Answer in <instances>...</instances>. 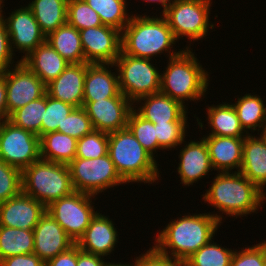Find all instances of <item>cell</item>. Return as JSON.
Instances as JSON below:
<instances>
[{"label":"cell","mask_w":266,"mask_h":266,"mask_svg":"<svg viewBox=\"0 0 266 266\" xmlns=\"http://www.w3.org/2000/svg\"><path fill=\"white\" fill-rule=\"evenodd\" d=\"M149 61L151 60L126 55L121 51L112 64L118 67L120 92L132 103L160 92L161 73Z\"/></svg>","instance_id":"cell-7"},{"label":"cell","mask_w":266,"mask_h":266,"mask_svg":"<svg viewBox=\"0 0 266 266\" xmlns=\"http://www.w3.org/2000/svg\"><path fill=\"white\" fill-rule=\"evenodd\" d=\"M142 102L135 111L152 123L186 122L187 111L179 101L172 99L162 92L150 94L136 101Z\"/></svg>","instance_id":"cell-22"},{"label":"cell","mask_w":266,"mask_h":266,"mask_svg":"<svg viewBox=\"0 0 266 266\" xmlns=\"http://www.w3.org/2000/svg\"><path fill=\"white\" fill-rule=\"evenodd\" d=\"M14 68L0 72L5 78L7 119L17 109L46 94V85L20 60Z\"/></svg>","instance_id":"cell-12"},{"label":"cell","mask_w":266,"mask_h":266,"mask_svg":"<svg viewBox=\"0 0 266 266\" xmlns=\"http://www.w3.org/2000/svg\"><path fill=\"white\" fill-rule=\"evenodd\" d=\"M108 154L120 177L127 183H154L158 164L128 127L108 133Z\"/></svg>","instance_id":"cell-4"},{"label":"cell","mask_w":266,"mask_h":266,"mask_svg":"<svg viewBox=\"0 0 266 266\" xmlns=\"http://www.w3.org/2000/svg\"><path fill=\"white\" fill-rule=\"evenodd\" d=\"M75 107L46 93V112L41 124V136L62 128L65 118Z\"/></svg>","instance_id":"cell-37"},{"label":"cell","mask_w":266,"mask_h":266,"mask_svg":"<svg viewBox=\"0 0 266 266\" xmlns=\"http://www.w3.org/2000/svg\"><path fill=\"white\" fill-rule=\"evenodd\" d=\"M21 62L45 85L56 79L70 64L47 41L39 45Z\"/></svg>","instance_id":"cell-24"},{"label":"cell","mask_w":266,"mask_h":266,"mask_svg":"<svg viewBox=\"0 0 266 266\" xmlns=\"http://www.w3.org/2000/svg\"><path fill=\"white\" fill-rule=\"evenodd\" d=\"M208 123L212 127V136L246 137L237 113L232 104H220L208 107Z\"/></svg>","instance_id":"cell-29"},{"label":"cell","mask_w":266,"mask_h":266,"mask_svg":"<svg viewBox=\"0 0 266 266\" xmlns=\"http://www.w3.org/2000/svg\"><path fill=\"white\" fill-rule=\"evenodd\" d=\"M263 132H261V135L260 137L265 141L266 143V123L262 126V129H261Z\"/></svg>","instance_id":"cell-51"},{"label":"cell","mask_w":266,"mask_h":266,"mask_svg":"<svg viewBox=\"0 0 266 266\" xmlns=\"http://www.w3.org/2000/svg\"><path fill=\"white\" fill-rule=\"evenodd\" d=\"M3 0L0 2V72L7 70L12 64L14 50L11 48L7 26L2 14Z\"/></svg>","instance_id":"cell-43"},{"label":"cell","mask_w":266,"mask_h":266,"mask_svg":"<svg viewBox=\"0 0 266 266\" xmlns=\"http://www.w3.org/2000/svg\"><path fill=\"white\" fill-rule=\"evenodd\" d=\"M117 236L112 220L97 212L76 245L82 251L103 257L114 251Z\"/></svg>","instance_id":"cell-19"},{"label":"cell","mask_w":266,"mask_h":266,"mask_svg":"<svg viewBox=\"0 0 266 266\" xmlns=\"http://www.w3.org/2000/svg\"><path fill=\"white\" fill-rule=\"evenodd\" d=\"M85 2L99 14L103 25L121 32L131 19L126 13V0H85Z\"/></svg>","instance_id":"cell-33"},{"label":"cell","mask_w":266,"mask_h":266,"mask_svg":"<svg viewBox=\"0 0 266 266\" xmlns=\"http://www.w3.org/2000/svg\"><path fill=\"white\" fill-rule=\"evenodd\" d=\"M222 221V216L214 214L184 215L170 221L155 238V246L159 253L168 257L186 261L194 252L210 242ZM171 250L172 256L169 255Z\"/></svg>","instance_id":"cell-1"},{"label":"cell","mask_w":266,"mask_h":266,"mask_svg":"<svg viewBox=\"0 0 266 266\" xmlns=\"http://www.w3.org/2000/svg\"><path fill=\"white\" fill-rule=\"evenodd\" d=\"M68 168L76 192L95 196L107 188L126 183L116 171L108 153L96 159L75 158Z\"/></svg>","instance_id":"cell-9"},{"label":"cell","mask_w":266,"mask_h":266,"mask_svg":"<svg viewBox=\"0 0 266 266\" xmlns=\"http://www.w3.org/2000/svg\"><path fill=\"white\" fill-rule=\"evenodd\" d=\"M263 192L266 185V143L261 137H244L242 164L239 171Z\"/></svg>","instance_id":"cell-25"},{"label":"cell","mask_w":266,"mask_h":266,"mask_svg":"<svg viewBox=\"0 0 266 266\" xmlns=\"http://www.w3.org/2000/svg\"><path fill=\"white\" fill-rule=\"evenodd\" d=\"M4 121H5V119L2 116H0V130H1V127L4 123Z\"/></svg>","instance_id":"cell-52"},{"label":"cell","mask_w":266,"mask_h":266,"mask_svg":"<svg viewBox=\"0 0 266 266\" xmlns=\"http://www.w3.org/2000/svg\"><path fill=\"white\" fill-rule=\"evenodd\" d=\"M126 97H111L96 101H83L94 130L111 133L127 127L128 116L135 107Z\"/></svg>","instance_id":"cell-14"},{"label":"cell","mask_w":266,"mask_h":266,"mask_svg":"<svg viewBox=\"0 0 266 266\" xmlns=\"http://www.w3.org/2000/svg\"><path fill=\"white\" fill-rule=\"evenodd\" d=\"M5 23L11 48H16L21 52L23 51V53L25 52L20 61L46 41V36L42 33L38 22L28 6L21 7L12 12L8 18H5Z\"/></svg>","instance_id":"cell-15"},{"label":"cell","mask_w":266,"mask_h":266,"mask_svg":"<svg viewBox=\"0 0 266 266\" xmlns=\"http://www.w3.org/2000/svg\"><path fill=\"white\" fill-rule=\"evenodd\" d=\"M135 260L136 266H186L184 261L163 255L154 247Z\"/></svg>","instance_id":"cell-44"},{"label":"cell","mask_w":266,"mask_h":266,"mask_svg":"<svg viewBox=\"0 0 266 266\" xmlns=\"http://www.w3.org/2000/svg\"><path fill=\"white\" fill-rule=\"evenodd\" d=\"M77 139L55 131L40 137V158L69 164L76 158Z\"/></svg>","instance_id":"cell-27"},{"label":"cell","mask_w":266,"mask_h":266,"mask_svg":"<svg viewBox=\"0 0 266 266\" xmlns=\"http://www.w3.org/2000/svg\"><path fill=\"white\" fill-rule=\"evenodd\" d=\"M45 266H77V245L49 259Z\"/></svg>","instance_id":"cell-46"},{"label":"cell","mask_w":266,"mask_h":266,"mask_svg":"<svg viewBox=\"0 0 266 266\" xmlns=\"http://www.w3.org/2000/svg\"><path fill=\"white\" fill-rule=\"evenodd\" d=\"M85 63L114 64L121 53V31L106 25L79 30Z\"/></svg>","instance_id":"cell-13"},{"label":"cell","mask_w":266,"mask_h":266,"mask_svg":"<svg viewBox=\"0 0 266 266\" xmlns=\"http://www.w3.org/2000/svg\"><path fill=\"white\" fill-rule=\"evenodd\" d=\"M94 130L91 120L83 107H75L65 118L62 128L57 131L67 134L75 139L90 134Z\"/></svg>","instance_id":"cell-39"},{"label":"cell","mask_w":266,"mask_h":266,"mask_svg":"<svg viewBox=\"0 0 266 266\" xmlns=\"http://www.w3.org/2000/svg\"><path fill=\"white\" fill-rule=\"evenodd\" d=\"M112 64H90L84 82L83 101H96L111 97H125L119 88V77L111 72Z\"/></svg>","instance_id":"cell-23"},{"label":"cell","mask_w":266,"mask_h":266,"mask_svg":"<svg viewBox=\"0 0 266 266\" xmlns=\"http://www.w3.org/2000/svg\"><path fill=\"white\" fill-rule=\"evenodd\" d=\"M205 140L212 167L219 173L241 169L244 137L212 136L203 137Z\"/></svg>","instance_id":"cell-20"},{"label":"cell","mask_w":266,"mask_h":266,"mask_svg":"<svg viewBox=\"0 0 266 266\" xmlns=\"http://www.w3.org/2000/svg\"><path fill=\"white\" fill-rule=\"evenodd\" d=\"M33 252V230L0 226V261L10 256Z\"/></svg>","instance_id":"cell-30"},{"label":"cell","mask_w":266,"mask_h":266,"mask_svg":"<svg viewBox=\"0 0 266 266\" xmlns=\"http://www.w3.org/2000/svg\"><path fill=\"white\" fill-rule=\"evenodd\" d=\"M22 192L45 207L74 192L67 164L39 159L21 171Z\"/></svg>","instance_id":"cell-6"},{"label":"cell","mask_w":266,"mask_h":266,"mask_svg":"<svg viewBox=\"0 0 266 266\" xmlns=\"http://www.w3.org/2000/svg\"><path fill=\"white\" fill-rule=\"evenodd\" d=\"M22 191L21 170L0 159V204Z\"/></svg>","instance_id":"cell-40"},{"label":"cell","mask_w":266,"mask_h":266,"mask_svg":"<svg viewBox=\"0 0 266 266\" xmlns=\"http://www.w3.org/2000/svg\"><path fill=\"white\" fill-rule=\"evenodd\" d=\"M212 183L203 200L229 216L254 213L266 199V193L240 172L217 174Z\"/></svg>","instance_id":"cell-2"},{"label":"cell","mask_w":266,"mask_h":266,"mask_svg":"<svg viewBox=\"0 0 266 266\" xmlns=\"http://www.w3.org/2000/svg\"><path fill=\"white\" fill-rule=\"evenodd\" d=\"M46 207L22 191L0 204V226L33 230Z\"/></svg>","instance_id":"cell-16"},{"label":"cell","mask_w":266,"mask_h":266,"mask_svg":"<svg viewBox=\"0 0 266 266\" xmlns=\"http://www.w3.org/2000/svg\"><path fill=\"white\" fill-rule=\"evenodd\" d=\"M0 159L22 171L40 159V137L5 120L0 130Z\"/></svg>","instance_id":"cell-11"},{"label":"cell","mask_w":266,"mask_h":266,"mask_svg":"<svg viewBox=\"0 0 266 266\" xmlns=\"http://www.w3.org/2000/svg\"><path fill=\"white\" fill-rule=\"evenodd\" d=\"M189 49L186 47V50L178 52L169 51V63L160 79V92L179 101L183 106H186L185 100L198 101L204 96L209 84L208 72Z\"/></svg>","instance_id":"cell-3"},{"label":"cell","mask_w":266,"mask_h":266,"mask_svg":"<svg viewBox=\"0 0 266 266\" xmlns=\"http://www.w3.org/2000/svg\"><path fill=\"white\" fill-rule=\"evenodd\" d=\"M229 248L212 243V240L194 252L186 261V266H230L234 254Z\"/></svg>","instance_id":"cell-34"},{"label":"cell","mask_w":266,"mask_h":266,"mask_svg":"<svg viewBox=\"0 0 266 266\" xmlns=\"http://www.w3.org/2000/svg\"><path fill=\"white\" fill-rule=\"evenodd\" d=\"M144 1V0H143ZM147 2H160L163 9V12L166 10V8L168 7V5L172 4L175 0H145Z\"/></svg>","instance_id":"cell-49"},{"label":"cell","mask_w":266,"mask_h":266,"mask_svg":"<svg viewBox=\"0 0 266 266\" xmlns=\"http://www.w3.org/2000/svg\"><path fill=\"white\" fill-rule=\"evenodd\" d=\"M176 41L164 17L133 15L121 32V51L126 55L151 59L171 49Z\"/></svg>","instance_id":"cell-5"},{"label":"cell","mask_w":266,"mask_h":266,"mask_svg":"<svg viewBox=\"0 0 266 266\" xmlns=\"http://www.w3.org/2000/svg\"><path fill=\"white\" fill-rule=\"evenodd\" d=\"M67 23L78 30L103 25L99 14L85 0H68Z\"/></svg>","instance_id":"cell-36"},{"label":"cell","mask_w":266,"mask_h":266,"mask_svg":"<svg viewBox=\"0 0 266 266\" xmlns=\"http://www.w3.org/2000/svg\"><path fill=\"white\" fill-rule=\"evenodd\" d=\"M127 127L140 142L142 147L154 158L156 149L164 150L157 141L154 123L141 117L133 108L128 116Z\"/></svg>","instance_id":"cell-35"},{"label":"cell","mask_w":266,"mask_h":266,"mask_svg":"<svg viewBox=\"0 0 266 266\" xmlns=\"http://www.w3.org/2000/svg\"><path fill=\"white\" fill-rule=\"evenodd\" d=\"M94 195L76 192L46 207L48 212L76 243L96 215L91 198Z\"/></svg>","instance_id":"cell-10"},{"label":"cell","mask_w":266,"mask_h":266,"mask_svg":"<svg viewBox=\"0 0 266 266\" xmlns=\"http://www.w3.org/2000/svg\"><path fill=\"white\" fill-rule=\"evenodd\" d=\"M134 265H129V263L128 264H121V263H110V262H105V264H104V266H136V261L133 263Z\"/></svg>","instance_id":"cell-50"},{"label":"cell","mask_w":266,"mask_h":266,"mask_svg":"<svg viewBox=\"0 0 266 266\" xmlns=\"http://www.w3.org/2000/svg\"><path fill=\"white\" fill-rule=\"evenodd\" d=\"M33 235V253L45 263L76 244L48 212H45L33 229Z\"/></svg>","instance_id":"cell-17"},{"label":"cell","mask_w":266,"mask_h":266,"mask_svg":"<svg viewBox=\"0 0 266 266\" xmlns=\"http://www.w3.org/2000/svg\"><path fill=\"white\" fill-rule=\"evenodd\" d=\"M0 116L7 120L6 84L5 78L0 73Z\"/></svg>","instance_id":"cell-48"},{"label":"cell","mask_w":266,"mask_h":266,"mask_svg":"<svg viewBox=\"0 0 266 266\" xmlns=\"http://www.w3.org/2000/svg\"><path fill=\"white\" fill-rule=\"evenodd\" d=\"M46 41L70 64L85 62L79 30L69 23L58 27Z\"/></svg>","instance_id":"cell-26"},{"label":"cell","mask_w":266,"mask_h":266,"mask_svg":"<svg viewBox=\"0 0 266 266\" xmlns=\"http://www.w3.org/2000/svg\"><path fill=\"white\" fill-rule=\"evenodd\" d=\"M89 63L69 64L54 80L46 85V93L74 107H83L85 74Z\"/></svg>","instance_id":"cell-18"},{"label":"cell","mask_w":266,"mask_h":266,"mask_svg":"<svg viewBox=\"0 0 266 266\" xmlns=\"http://www.w3.org/2000/svg\"><path fill=\"white\" fill-rule=\"evenodd\" d=\"M46 112V94L15 110L8 118L14 125L41 137V124Z\"/></svg>","instance_id":"cell-32"},{"label":"cell","mask_w":266,"mask_h":266,"mask_svg":"<svg viewBox=\"0 0 266 266\" xmlns=\"http://www.w3.org/2000/svg\"><path fill=\"white\" fill-rule=\"evenodd\" d=\"M67 6L68 0H34L28 4L46 37L67 23Z\"/></svg>","instance_id":"cell-28"},{"label":"cell","mask_w":266,"mask_h":266,"mask_svg":"<svg viewBox=\"0 0 266 266\" xmlns=\"http://www.w3.org/2000/svg\"><path fill=\"white\" fill-rule=\"evenodd\" d=\"M211 0H175L162 12L176 40L187 36L199 40L214 25L209 24Z\"/></svg>","instance_id":"cell-8"},{"label":"cell","mask_w":266,"mask_h":266,"mask_svg":"<svg viewBox=\"0 0 266 266\" xmlns=\"http://www.w3.org/2000/svg\"><path fill=\"white\" fill-rule=\"evenodd\" d=\"M263 100L258 95L246 94L238 98L235 104H232L236 110L241 127L248 134L247 130H261L266 123V107Z\"/></svg>","instance_id":"cell-31"},{"label":"cell","mask_w":266,"mask_h":266,"mask_svg":"<svg viewBox=\"0 0 266 266\" xmlns=\"http://www.w3.org/2000/svg\"><path fill=\"white\" fill-rule=\"evenodd\" d=\"M230 266H266V241L234 252Z\"/></svg>","instance_id":"cell-42"},{"label":"cell","mask_w":266,"mask_h":266,"mask_svg":"<svg viewBox=\"0 0 266 266\" xmlns=\"http://www.w3.org/2000/svg\"><path fill=\"white\" fill-rule=\"evenodd\" d=\"M82 251L77 246V266H104V257Z\"/></svg>","instance_id":"cell-47"},{"label":"cell","mask_w":266,"mask_h":266,"mask_svg":"<svg viewBox=\"0 0 266 266\" xmlns=\"http://www.w3.org/2000/svg\"><path fill=\"white\" fill-rule=\"evenodd\" d=\"M0 266H45L35 253L10 256L0 261Z\"/></svg>","instance_id":"cell-45"},{"label":"cell","mask_w":266,"mask_h":266,"mask_svg":"<svg viewBox=\"0 0 266 266\" xmlns=\"http://www.w3.org/2000/svg\"><path fill=\"white\" fill-rule=\"evenodd\" d=\"M187 122L154 123L158 144L163 149L175 148L185 140Z\"/></svg>","instance_id":"cell-41"},{"label":"cell","mask_w":266,"mask_h":266,"mask_svg":"<svg viewBox=\"0 0 266 266\" xmlns=\"http://www.w3.org/2000/svg\"><path fill=\"white\" fill-rule=\"evenodd\" d=\"M108 153V133L93 130L77 140L76 158L96 159Z\"/></svg>","instance_id":"cell-38"},{"label":"cell","mask_w":266,"mask_h":266,"mask_svg":"<svg viewBox=\"0 0 266 266\" xmlns=\"http://www.w3.org/2000/svg\"><path fill=\"white\" fill-rule=\"evenodd\" d=\"M180 163L177 172L184 186L193 185L212 169L209 151L205 140L190 141L179 154Z\"/></svg>","instance_id":"cell-21"}]
</instances>
